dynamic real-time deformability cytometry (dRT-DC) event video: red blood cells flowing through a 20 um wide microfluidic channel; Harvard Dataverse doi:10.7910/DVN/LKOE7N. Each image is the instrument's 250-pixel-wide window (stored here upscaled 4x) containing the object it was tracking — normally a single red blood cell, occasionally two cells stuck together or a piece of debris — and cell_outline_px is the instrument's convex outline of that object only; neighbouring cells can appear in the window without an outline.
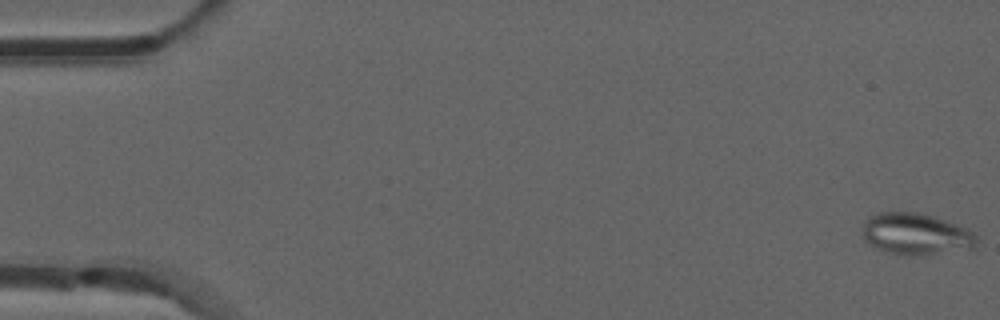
{"species": "common noctule bat (a hibernating species)", "species_latin": "Nyctalus noctula", "temperature_condition": "room temperature", "stored_images_in_passage": 53, "camera_frame_rate_fps": 3000, "um_per_image_px": 0.085, "animal": {"sex": "male", "forearm_length_mm": 52.5}, "frame": {"image": 1, "passage_image": 1, "time_ms": 0.0, "image_size_px": [1000, 320], "cell_outline_px": [[976, 248], [924, 256], [908, 256], [888, 252], [864, 240], [860, 228], [868, 216], [876, 212], [920, 212], [968, 228], [976, 236]], "centroid_in_image_um": [77.84, 19.89], "position_along_channel_um": 7.2, "area_um2": 28.09}}
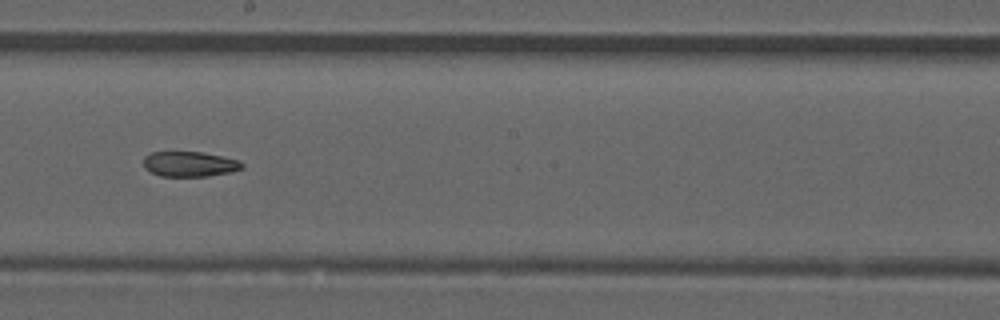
{"frame": {"image": 2, "passage_image": 30, "time_ms": 9.667, "image_size_px": [1000, 320], "cell_outline_px": [[244, 168], [228, 172], [208, 176], [160, 176], [144, 168], [144, 156], [152, 152], [200, 152], [220, 156], [236, 160], [244, 164]], "centroid_in_image_um": [16.08, 13.95], "position_along_channel_um": 232.1, "area_um2": 14.22}}
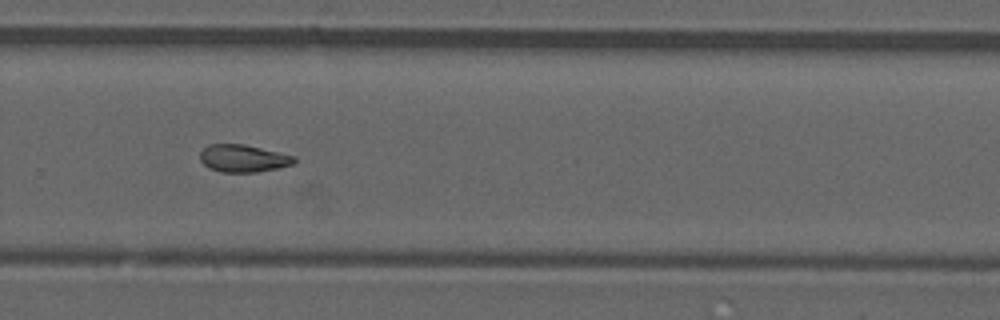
{"frame": {"image": 3, "passage_image": 36, "time_ms": 11.667, "image_size_px": [1000, 320], "cell_outline_px": [[296, 160], [292, 164], [276, 168], [256, 172], [220, 172], [208, 168], [200, 160], [200, 152], [208, 144], [244, 144], [296, 156]], "centroid_in_image_um": [20.65, 13.46], "position_along_channel_um": 309.2, "area_um2": 15.03}, "authors_computed_cell_mechanics": {"area_um2": 16.0106, "velocity_mm_per_s": 3.8688, "shape_relaxation_time_tau1_ms": null, "shape_relaxation_time_tau2_ms": 4.5149, "deformation_change_tau1": null, "deformation_change_tau2": 0.111}}